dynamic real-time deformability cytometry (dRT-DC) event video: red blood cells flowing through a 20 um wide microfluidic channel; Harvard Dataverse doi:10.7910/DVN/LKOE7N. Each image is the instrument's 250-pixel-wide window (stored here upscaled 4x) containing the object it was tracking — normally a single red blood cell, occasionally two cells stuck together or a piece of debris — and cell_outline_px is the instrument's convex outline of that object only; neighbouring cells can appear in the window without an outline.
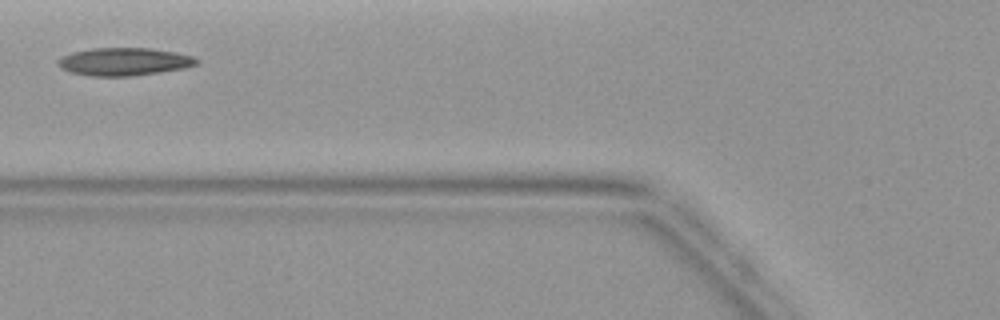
{"species": "common noctule bat (a hibernating species)", "species_latin": "Nyctalus noctula", "temperature_condition": "warm", "stored_images_in_passage": 3, "camera_frame_rate_fps": 3000, "um_per_image_px": 0.085, "animal": {"sex": "female", "body_mass_g": 19.9}, "frame": {"image": 1, "passage_image": 3, "time_ms": 2.333, "image_size_px": [1000, 320], "cell_outline_px": [[200, 60], [196, 64], [184, 68], [160, 72], [132, 76], [92, 76], [72, 72], [60, 68], [56, 64], [56, 60], [60, 56], [72, 52], [92, 48], [148, 48], [176, 52], [192, 56]], "centroid_in_image_um": [10.51, 5.24], "position_along_channel_um": 115.3, "area_um2": 22.54}}